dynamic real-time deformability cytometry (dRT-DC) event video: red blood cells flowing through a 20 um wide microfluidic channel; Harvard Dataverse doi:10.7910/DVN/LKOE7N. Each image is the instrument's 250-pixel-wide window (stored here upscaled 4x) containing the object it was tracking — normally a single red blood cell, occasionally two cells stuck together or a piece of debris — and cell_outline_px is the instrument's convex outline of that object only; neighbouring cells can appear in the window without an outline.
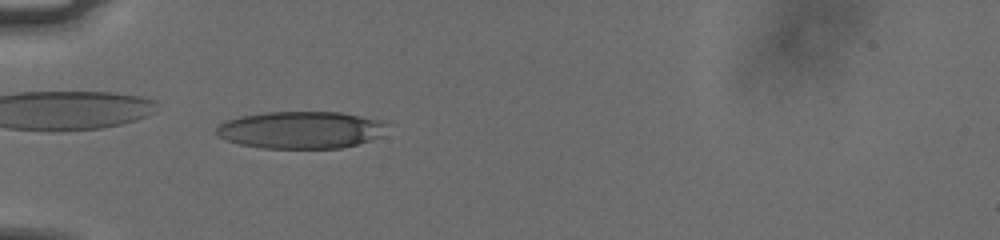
{"species": "human", "species_latin": "Homo sapiens", "temperature_condition": "cold", "stored_images_in_passage": 39, "camera_frame_rate_fps": 3000, "um_per_image_px": 0.085, "donor": {"sex": "male"}, "frame": {"image": 1, "passage_image": 2, "time_ms": 0.333, "image_size_px": [1000, 240], "cell_outline_px": [[388, 124], [380, 136], [356, 144], [340, 148], [260, 148], [240, 144], [228, 140], [220, 136], [216, 132], [216, 128], [220, 124], [228, 120], [240, 116], [268, 112], [340, 112], [384, 120]], "centroid_in_image_um": [25.59, 11.03], "position_along_channel_um": 59.4, "area_um2": 36.82}}
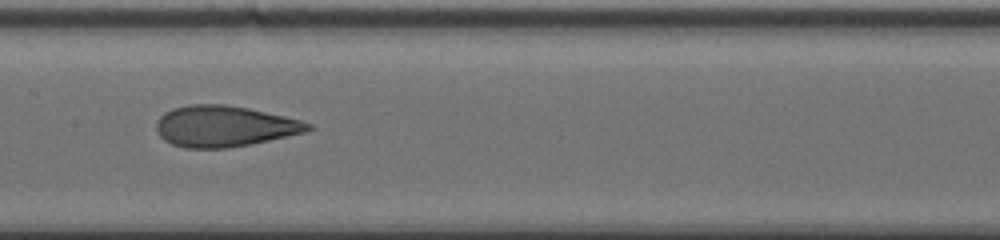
{"frame": {"image": 2, "passage_image": 13, "time_ms": 4.0, "image_size_px": [1000, 240], "cell_outline_px": [[316, 128], [304, 132], [268, 140], [228, 148], [184, 148], [172, 144], [164, 140], [160, 136], [156, 128], [156, 120], [164, 112], [172, 108], [188, 104], [224, 104], [248, 108], [284, 116], [300, 120], [312, 124]], "centroid_in_image_um": [19.03, 10.72], "position_along_channel_um": 188.4, "area_um2": 36.24}}
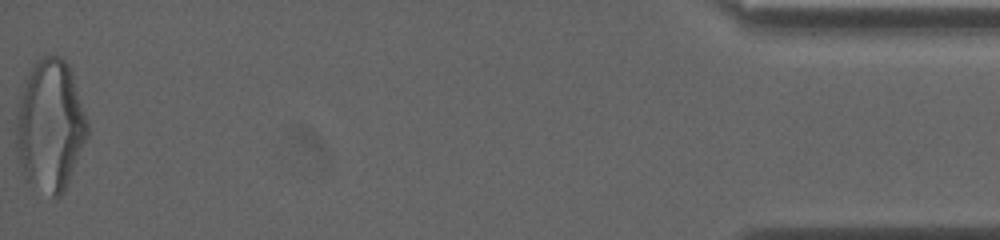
{"frame": {"image": 3, "passage_image": 39, "time_ms": 12.667, "image_size_px": [1000, 240], "cell_outline_px": [[88, 136], [64, 192], [60, 196], [52, 196], [32, 188], [24, 176], [16, 152], [16, 116], [24, 88], [28, 76], [36, 60], [44, 56], [60, 56], [68, 64], [72, 72], [88, 124]], "centroid_in_image_um": [4.27, 10.73], "position_along_channel_um": 430.9, "area_um2": 54.33}, "authors_computed_cell_mechanics": {"area_um2": 36.7608, "velocity_mm_per_s": 3.7902, "shape_relaxation_time_tau1_ms": 4.4563, "shape_relaxation_time_tau2_ms": 1.4572, "deformation_change_tau1": 0.1648, "deformation_change_tau2": 0.093}}